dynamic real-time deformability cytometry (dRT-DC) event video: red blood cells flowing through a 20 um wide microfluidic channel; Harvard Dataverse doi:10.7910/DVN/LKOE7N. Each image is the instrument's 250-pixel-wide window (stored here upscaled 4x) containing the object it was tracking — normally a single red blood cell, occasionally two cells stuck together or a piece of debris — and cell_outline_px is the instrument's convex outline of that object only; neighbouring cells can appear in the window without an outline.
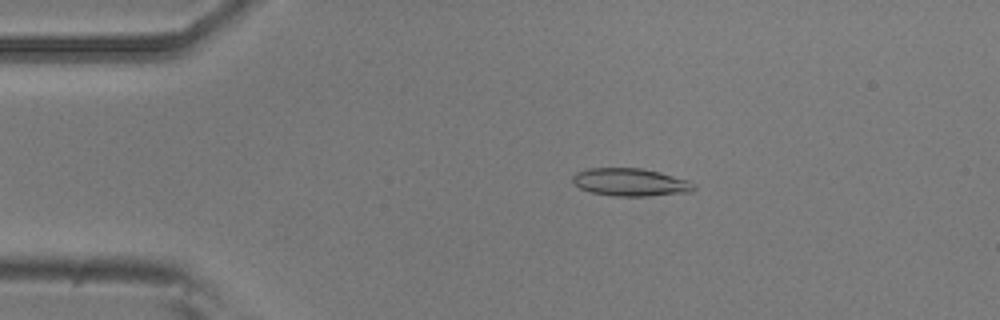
{"species": "common noctule bat (a hibernating species)", "species_latin": "Nyctalus noctula", "temperature_condition": "room temperature", "stored_images_in_passage": 53, "camera_frame_rate_fps": 3000, "um_per_image_px": 0.085, "animal": {"sex": "male", "body_mass_g": 20.5, "forearm_length_mm": 52.5}, "frame": {"image": 1, "passage_image": 10, "time_ms": 3.0, "image_size_px": [1000, 320], "cell_outline_px": [[696, 188], [692, 192], [648, 196], [616, 196], [592, 192], [580, 188], [572, 184], [572, 176], [576, 172], [588, 168], [640, 168], [660, 172], [688, 180], [696, 184]], "centroid_in_image_um": [53.6, 15.49], "position_along_channel_um": 31.4, "area_um2": 19.77}}
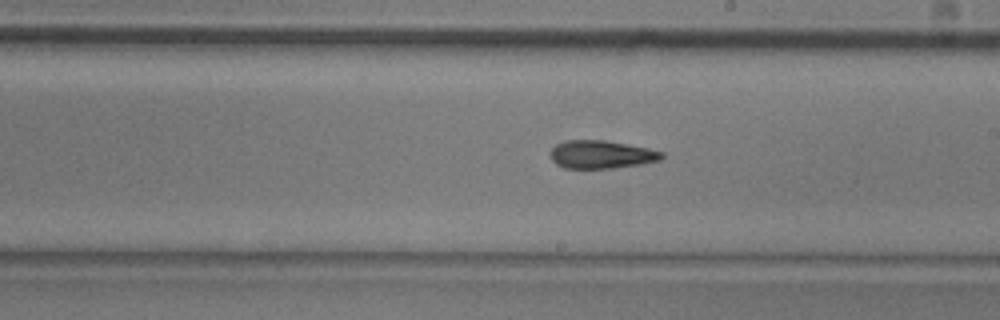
{"frame": {"image": 2, "passage_image": 30, "time_ms": 9.667, "image_size_px": [1000, 320], "cell_outline_px": [[664, 156], [660, 160], [640, 164], [612, 168], [564, 168], [556, 164], [552, 160], [552, 148], [556, 144], [564, 140], [604, 140], [648, 148], [664, 152]], "centroid_in_image_um": [51.11, 13.13], "position_along_channel_um": 237.9, "area_um2": 18.09}}
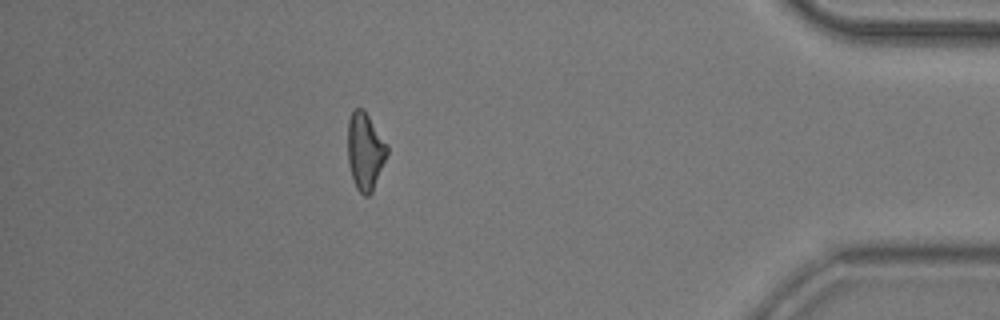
{"frame": {"image": 3, "passage_image": 47, "time_ms": 15.333, "image_size_px": [1000, 320], "cell_outline_px": [[388, 152], [372, 192], [368, 196], [364, 196], [356, 188], [348, 164], [348, 120], [352, 112], [356, 108], [364, 108], [388, 144]], "centroid_in_image_um": [31.04, 12.83], "position_along_channel_um": 404.2, "area_um2": 17.8}, "authors_computed_cell_mechanics": {"area_um2": 18.496, "velocity_mm_per_s": 3.7457, "shape_relaxation_time_tau1_ms": 8.8784, "shape_relaxation_time_tau2_ms": 4.9756, "deformation_change_tau1": 0.2088, "deformation_change_tau2": 0.1587}}